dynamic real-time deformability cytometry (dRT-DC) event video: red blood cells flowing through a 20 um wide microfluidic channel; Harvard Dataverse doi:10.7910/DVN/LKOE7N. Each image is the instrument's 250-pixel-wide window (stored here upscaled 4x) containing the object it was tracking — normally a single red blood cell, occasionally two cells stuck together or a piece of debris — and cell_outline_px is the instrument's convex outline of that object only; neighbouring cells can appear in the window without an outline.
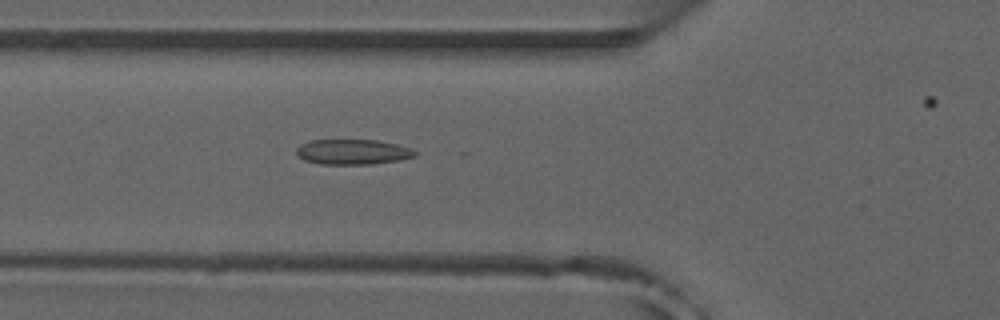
{"species": "common noctule bat (a hibernating species)", "species_latin": "Nyctalus noctula", "temperature_condition": "room temperature", "stored_images_in_passage": 43, "camera_frame_rate_fps": 3000, "um_per_image_px": 0.085, "animal": {"sex": "male", "forearm_length_mm": 52.5}, "frame": {"image": 1, "passage_image": 19, "time_ms": 6.0, "image_size_px": [1000, 320], "cell_outline_px": [[416, 156], [400, 160], [372, 164], [320, 164], [304, 160], [296, 152], [296, 148], [300, 144], [308, 140], [376, 140], [396, 144], [408, 148], [416, 152]], "centroid_in_image_um": [29.95, 12.91], "position_along_channel_um": 95.9, "area_um2": 17.34}}